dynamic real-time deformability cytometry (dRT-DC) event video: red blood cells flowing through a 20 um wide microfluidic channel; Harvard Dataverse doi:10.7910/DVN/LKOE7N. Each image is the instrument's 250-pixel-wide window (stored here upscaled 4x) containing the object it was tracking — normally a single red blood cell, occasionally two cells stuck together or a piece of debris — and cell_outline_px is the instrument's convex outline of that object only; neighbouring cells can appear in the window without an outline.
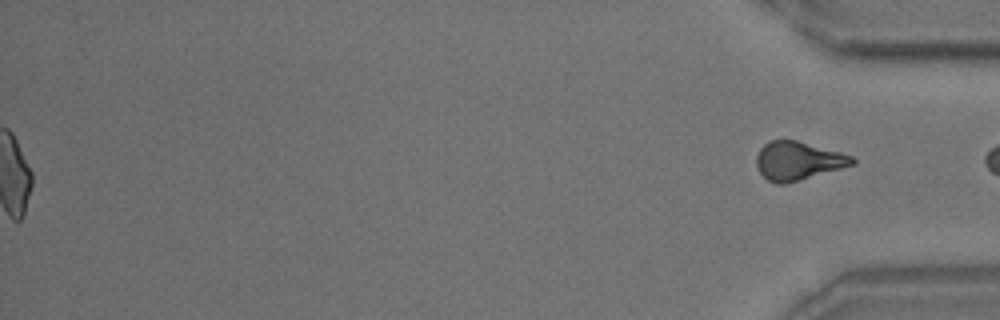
{"species": "common noctule bat (a hibernating species)", "species_latin": "Nyctalus noctula", "temperature_condition": "room temperature", "stored_images_in_passage": 57, "segment_of_instrument_passage": [2, 2], "camera_frame_rate_fps": 3000, "um_per_image_px": 0.085, "animal": {"sex": "male", "body_mass_g": 18.8}, "frame": {"image": 1, "passage_image": 57, "time_ms": 18.667, "image_size_px": [1000, 320], "cell_outline_px": [[856, 164], [800, 180], [784, 184], [776, 184], [768, 180], [760, 172], [756, 164], [756, 156], [760, 148], [768, 140], [796, 140], [840, 152], [852, 156], [856, 160]], "centroid_in_image_um": [67.83, 13.67], "position_along_channel_um": 367.4, "area_um2": 21.44}}